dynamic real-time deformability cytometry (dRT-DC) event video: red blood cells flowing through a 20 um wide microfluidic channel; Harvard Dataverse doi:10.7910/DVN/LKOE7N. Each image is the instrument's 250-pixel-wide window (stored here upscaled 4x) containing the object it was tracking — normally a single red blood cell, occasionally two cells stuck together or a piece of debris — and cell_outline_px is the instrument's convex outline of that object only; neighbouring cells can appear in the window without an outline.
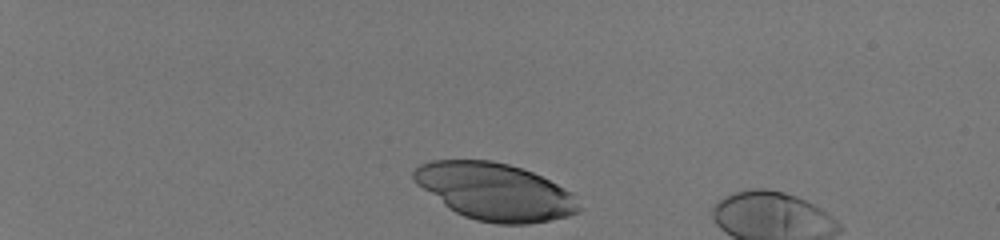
{"species": "human", "species_latin": "Homo sapiens", "temperature_condition": "room temperature", "stored_images_in_passage": 30, "camera_frame_rate_fps": 3000, "um_per_image_px": 0.085, "donor": {"sex": "male"}, "frame": {"image": 1, "passage_image": 1, "time_ms": 0.0, "image_size_px": [1000, 240], "cell_outline_px": [[584, 208], [580, 212], [568, 216], [528, 224], [496, 224], [476, 220], [464, 216], [448, 208], [416, 184], [412, 180], [412, 172], [420, 164], [432, 160], [492, 160], [508, 164], [532, 172], [572, 192]], "centroid_in_image_um": [42.07, 16.29], "position_along_channel_um": 42.9, "area_um2": 55.14}}